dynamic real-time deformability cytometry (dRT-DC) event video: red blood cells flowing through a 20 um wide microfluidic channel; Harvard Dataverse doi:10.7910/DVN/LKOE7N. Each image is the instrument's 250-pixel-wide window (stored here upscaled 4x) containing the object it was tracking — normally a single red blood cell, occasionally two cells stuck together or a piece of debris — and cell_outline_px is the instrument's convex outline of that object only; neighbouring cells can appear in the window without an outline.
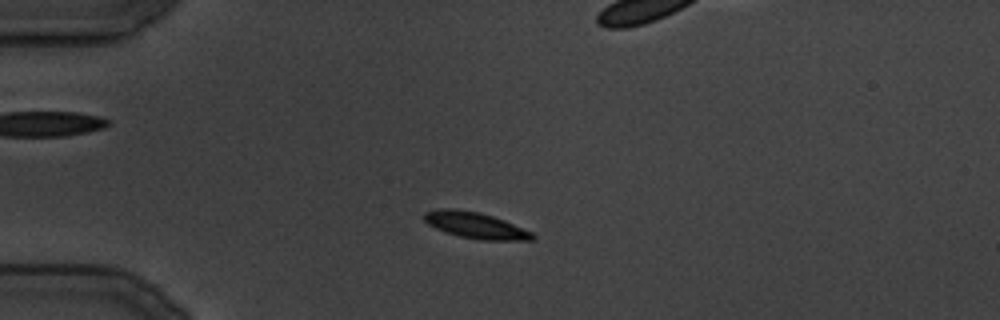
{"species": "common noctule bat (a hibernating species)", "species_latin": "Nyctalus noctula", "temperature_condition": "cold", "stored_images_in_passage": 97, "camera_frame_rate_fps": 3000, "um_per_image_px": 0.085, "animal": {"sex": "male", "body_mass_g": 19.5, "forearm_length_mm": 54.6}, "frame": {"image": 1, "passage_image": 20, "time_ms": 6.333, "image_size_px": [1000, 320], "cell_outline_px": [[536, 236], [532, 240], [480, 240], [460, 236], [436, 228], [428, 224], [424, 220], [424, 212], [436, 208], [456, 208], [480, 212], [504, 220], [532, 232]], "centroid_in_image_um": [40.4, 19.13], "position_along_channel_um": 44.6, "area_um2": 16.53}}
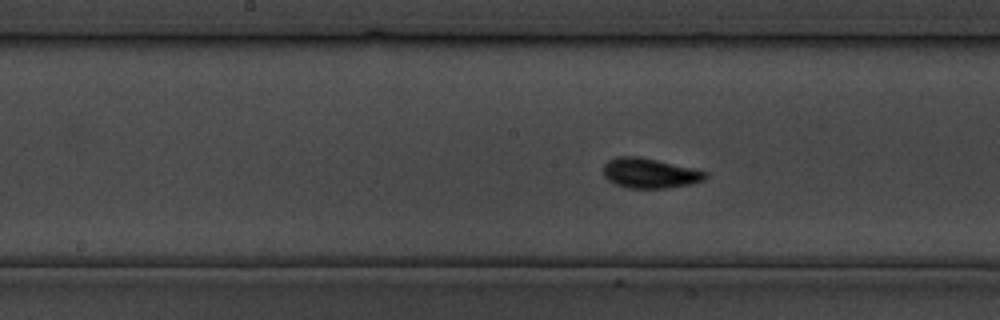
{"frame": {"image": 2, "passage_image": 53, "time_ms": 17.333, "image_size_px": [1000, 320], "cell_outline_px": [[708, 176], [704, 180], [688, 184], [668, 188], [628, 188], [616, 184], [608, 180], [604, 176], [604, 164], [608, 160], [620, 156], [640, 156], [696, 168], [708, 172]], "centroid_in_image_um": [55.26, 14.71], "position_along_channel_um": 192.9, "area_um2": 17.98}}
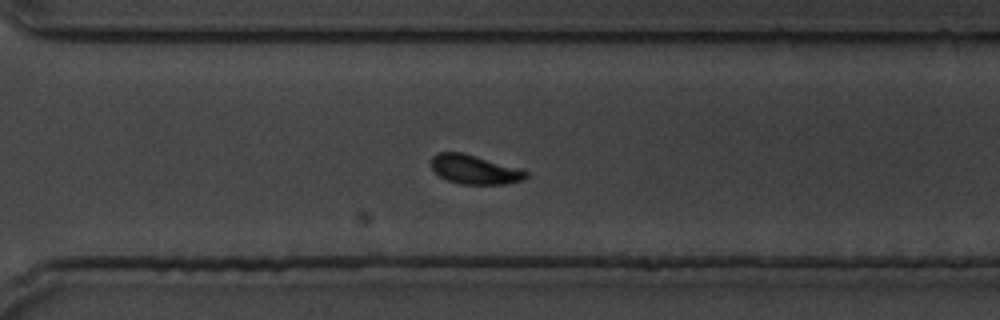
{"frame": {"image": 3, "passage_image": 79, "time_ms": 26.0, "image_size_px": [1000, 320], "cell_outline_px": [[528, 176], [520, 180], [504, 184], [460, 184], [448, 180], [440, 176], [432, 168], [432, 156], [436, 152], [464, 152], [528, 172]], "centroid_in_image_um": [40.28, 14.4], "position_along_channel_um": 330.3, "area_um2": 15.72}}